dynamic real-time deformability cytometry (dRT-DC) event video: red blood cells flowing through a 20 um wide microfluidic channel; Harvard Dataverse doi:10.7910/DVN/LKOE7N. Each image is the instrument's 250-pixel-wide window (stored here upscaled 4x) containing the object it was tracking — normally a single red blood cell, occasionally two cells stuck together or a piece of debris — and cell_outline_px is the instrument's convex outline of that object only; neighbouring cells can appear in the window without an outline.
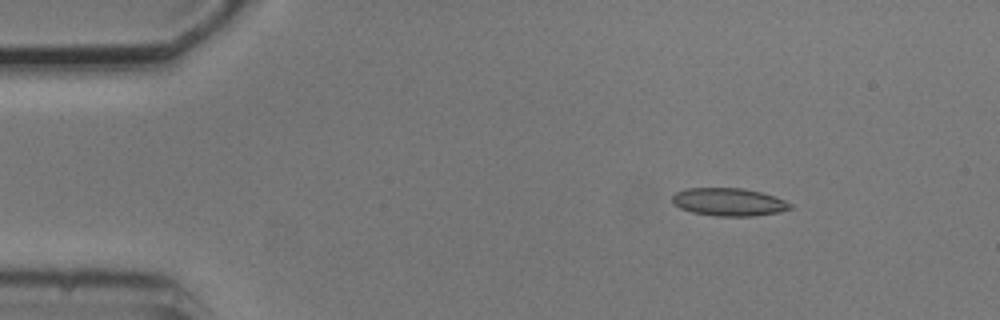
{"species": "common noctule bat (a hibernating species)", "species_latin": "Nyctalus noctula", "temperature_condition": "cold", "stored_images_in_passage": 7, "camera_frame_rate_fps": 3000, "um_per_image_px": 0.085, "animal": {"sex": "male", "body_mass_g": 20.5, "forearm_length_mm": 52.5}, "frame": {"image": 1, "passage_image": 3, "time_ms": 2.333, "image_size_px": [1000, 320], "cell_outline_px": [[792, 208], [780, 212], [752, 216], [716, 216], [692, 212], [680, 208], [672, 200], [672, 196], [676, 192], [684, 188], [744, 188], [776, 196], [792, 204]], "centroid_in_image_um": [61.97, 17.16], "position_along_channel_um": 23.0, "area_um2": 19.19}}